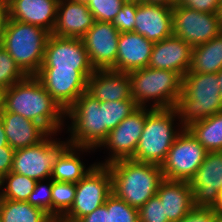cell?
<instances>
[{
    "label": "cell",
    "mask_w": 222,
    "mask_h": 222,
    "mask_svg": "<svg viewBox=\"0 0 222 222\" xmlns=\"http://www.w3.org/2000/svg\"><path fill=\"white\" fill-rule=\"evenodd\" d=\"M0 106L42 125L49 133H61L65 111L35 76H26L1 92Z\"/></svg>",
    "instance_id": "1"
},
{
    "label": "cell",
    "mask_w": 222,
    "mask_h": 222,
    "mask_svg": "<svg viewBox=\"0 0 222 222\" xmlns=\"http://www.w3.org/2000/svg\"><path fill=\"white\" fill-rule=\"evenodd\" d=\"M108 168L112 193L137 209L156 195L164 180L161 166L132 159L114 161L108 164Z\"/></svg>",
    "instance_id": "2"
},
{
    "label": "cell",
    "mask_w": 222,
    "mask_h": 222,
    "mask_svg": "<svg viewBox=\"0 0 222 222\" xmlns=\"http://www.w3.org/2000/svg\"><path fill=\"white\" fill-rule=\"evenodd\" d=\"M175 109L184 129L222 112L217 73H186Z\"/></svg>",
    "instance_id": "3"
},
{
    "label": "cell",
    "mask_w": 222,
    "mask_h": 222,
    "mask_svg": "<svg viewBox=\"0 0 222 222\" xmlns=\"http://www.w3.org/2000/svg\"><path fill=\"white\" fill-rule=\"evenodd\" d=\"M183 129L175 108L151 109L146 115L142 135L131 159L161 166Z\"/></svg>",
    "instance_id": "4"
},
{
    "label": "cell",
    "mask_w": 222,
    "mask_h": 222,
    "mask_svg": "<svg viewBox=\"0 0 222 222\" xmlns=\"http://www.w3.org/2000/svg\"><path fill=\"white\" fill-rule=\"evenodd\" d=\"M129 76L131 97L138 107L175 108L182 92V77L178 73L145 67L129 72Z\"/></svg>",
    "instance_id": "5"
},
{
    "label": "cell",
    "mask_w": 222,
    "mask_h": 222,
    "mask_svg": "<svg viewBox=\"0 0 222 222\" xmlns=\"http://www.w3.org/2000/svg\"><path fill=\"white\" fill-rule=\"evenodd\" d=\"M49 36L46 29L9 18L2 47L26 76H35L43 64Z\"/></svg>",
    "instance_id": "6"
},
{
    "label": "cell",
    "mask_w": 222,
    "mask_h": 222,
    "mask_svg": "<svg viewBox=\"0 0 222 222\" xmlns=\"http://www.w3.org/2000/svg\"><path fill=\"white\" fill-rule=\"evenodd\" d=\"M65 119L71 121L67 127L70 145L95 151L104 142L103 107L87 92L65 111Z\"/></svg>",
    "instance_id": "7"
},
{
    "label": "cell",
    "mask_w": 222,
    "mask_h": 222,
    "mask_svg": "<svg viewBox=\"0 0 222 222\" xmlns=\"http://www.w3.org/2000/svg\"><path fill=\"white\" fill-rule=\"evenodd\" d=\"M111 193V172L108 165L96 163L76 183L74 203L61 220L64 222H78L81 218L105 204L107 197Z\"/></svg>",
    "instance_id": "8"
},
{
    "label": "cell",
    "mask_w": 222,
    "mask_h": 222,
    "mask_svg": "<svg viewBox=\"0 0 222 222\" xmlns=\"http://www.w3.org/2000/svg\"><path fill=\"white\" fill-rule=\"evenodd\" d=\"M55 135L57 133H50L37 145L15 150L11 172L36 181L51 178L57 157L69 145L67 139L66 141H60L61 139L57 137L54 139Z\"/></svg>",
    "instance_id": "9"
},
{
    "label": "cell",
    "mask_w": 222,
    "mask_h": 222,
    "mask_svg": "<svg viewBox=\"0 0 222 222\" xmlns=\"http://www.w3.org/2000/svg\"><path fill=\"white\" fill-rule=\"evenodd\" d=\"M208 151L188 129L177 136L161 165L164 179L189 182L204 161Z\"/></svg>",
    "instance_id": "10"
},
{
    "label": "cell",
    "mask_w": 222,
    "mask_h": 222,
    "mask_svg": "<svg viewBox=\"0 0 222 222\" xmlns=\"http://www.w3.org/2000/svg\"><path fill=\"white\" fill-rule=\"evenodd\" d=\"M173 36L191 47L207 43L222 32L219 13L199 12L175 5L172 9Z\"/></svg>",
    "instance_id": "11"
},
{
    "label": "cell",
    "mask_w": 222,
    "mask_h": 222,
    "mask_svg": "<svg viewBox=\"0 0 222 222\" xmlns=\"http://www.w3.org/2000/svg\"><path fill=\"white\" fill-rule=\"evenodd\" d=\"M152 108L138 107L133 113L121 121L117 127L108 133L106 140L99 147L109 150V157L104 162H96L100 165H108L121 159H131L137 149L146 115Z\"/></svg>",
    "instance_id": "12"
},
{
    "label": "cell",
    "mask_w": 222,
    "mask_h": 222,
    "mask_svg": "<svg viewBox=\"0 0 222 222\" xmlns=\"http://www.w3.org/2000/svg\"><path fill=\"white\" fill-rule=\"evenodd\" d=\"M95 70L39 69L35 77L45 90L66 111L83 93L87 80Z\"/></svg>",
    "instance_id": "13"
},
{
    "label": "cell",
    "mask_w": 222,
    "mask_h": 222,
    "mask_svg": "<svg viewBox=\"0 0 222 222\" xmlns=\"http://www.w3.org/2000/svg\"><path fill=\"white\" fill-rule=\"evenodd\" d=\"M40 69L95 70L82 38L58 37L50 34Z\"/></svg>",
    "instance_id": "14"
},
{
    "label": "cell",
    "mask_w": 222,
    "mask_h": 222,
    "mask_svg": "<svg viewBox=\"0 0 222 222\" xmlns=\"http://www.w3.org/2000/svg\"><path fill=\"white\" fill-rule=\"evenodd\" d=\"M119 35L120 32L112 23L95 21L82 37L94 69H112L116 71Z\"/></svg>",
    "instance_id": "15"
},
{
    "label": "cell",
    "mask_w": 222,
    "mask_h": 222,
    "mask_svg": "<svg viewBox=\"0 0 222 222\" xmlns=\"http://www.w3.org/2000/svg\"><path fill=\"white\" fill-rule=\"evenodd\" d=\"M189 183L195 207H214L222 190V151L208 152Z\"/></svg>",
    "instance_id": "16"
},
{
    "label": "cell",
    "mask_w": 222,
    "mask_h": 222,
    "mask_svg": "<svg viewBox=\"0 0 222 222\" xmlns=\"http://www.w3.org/2000/svg\"><path fill=\"white\" fill-rule=\"evenodd\" d=\"M173 7L136 3L134 32L152 42H159L173 35Z\"/></svg>",
    "instance_id": "17"
},
{
    "label": "cell",
    "mask_w": 222,
    "mask_h": 222,
    "mask_svg": "<svg viewBox=\"0 0 222 222\" xmlns=\"http://www.w3.org/2000/svg\"><path fill=\"white\" fill-rule=\"evenodd\" d=\"M94 22V16L86 2L59 0L56 22L51 34L58 37L82 38Z\"/></svg>",
    "instance_id": "18"
},
{
    "label": "cell",
    "mask_w": 222,
    "mask_h": 222,
    "mask_svg": "<svg viewBox=\"0 0 222 222\" xmlns=\"http://www.w3.org/2000/svg\"><path fill=\"white\" fill-rule=\"evenodd\" d=\"M191 57L192 47L172 35L154 43L148 67L175 71L183 77L190 69Z\"/></svg>",
    "instance_id": "19"
},
{
    "label": "cell",
    "mask_w": 222,
    "mask_h": 222,
    "mask_svg": "<svg viewBox=\"0 0 222 222\" xmlns=\"http://www.w3.org/2000/svg\"><path fill=\"white\" fill-rule=\"evenodd\" d=\"M87 93L100 102L133 99L129 73L95 69L87 80Z\"/></svg>",
    "instance_id": "20"
},
{
    "label": "cell",
    "mask_w": 222,
    "mask_h": 222,
    "mask_svg": "<svg viewBox=\"0 0 222 222\" xmlns=\"http://www.w3.org/2000/svg\"><path fill=\"white\" fill-rule=\"evenodd\" d=\"M154 42L136 32H121L118 38L116 71L129 73L148 67Z\"/></svg>",
    "instance_id": "21"
},
{
    "label": "cell",
    "mask_w": 222,
    "mask_h": 222,
    "mask_svg": "<svg viewBox=\"0 0 222 222\" xmlns=\"http://www.w3.org/2000/svg\"><path fill=\"white\" fill-rule=\"evenodd\" d=\"M59 0H13L7 5L10 19L53 32Z\"/></svg>",
    "instance_id": "22"
},
{
    "label": "cell",
    "mask_w": 222,
    "mask_h": 222,
    "mask_svg": "<svg viewBox=\"0 0 222 222\" xmlns=\"http://www.w3.org/2000/svg\"><path fill=\"white\" fill-rule=\"evenodd\" d=\"M0 118L4 125L8 145L14 150L37 145L50 134L39 123L19 114L7 112L1 106Z\"/></svg>",
    "instance_id": "23"
},
{
    "label": "cell",
    "mask_w": 222,
    "mask_h": 222,
    "mask_svg": "<svg viewBox=\"0 0 222 222\" xmlns=\"http://www.w3.org/2000/svg\"><path fill=\"white\" fill-rule=\"evenodd\" d=\"M164 205V216L169 222L180 221L194 207L189 182L164 179L156 193Z\"/></svg>",
    "instance_id": "24"
},
{
    "label": "cell",
    "mask_w": 222,
    "mask_h": 222,
    "mask_svg": "<svg viewBox=\"0 0 222 222\" xmlns=\"http://www.w3.org/2000/svg\"><path fill=\"white\" fill-rule=\"evenodd\" d=\"M90 150V151H89ZM93 149L68 145L57 157L53 166L51 178L59 182L77 183L81 180L96 164L93 163L86 167L81 161V152H91Z\"/></svg>",
    "instance_id": "25"
},
{
    "label": "cell",
    "mask_w": 222,
    "mask_h": 222,
    "mask_svg": "<svg viewBox=\"0 0 222 222\" xmlns=\"http://www.w3.org/2000/svg\"><path fill=\"white\" fill-rule=\"evenodd\" d=\"M222 69V32L207 43L192 47L188 73H217Z\"/></svg>",
    "instance_id": "26"
},
{
    "label": "cell",
    "mask_w": 222,
    "mask_h": 222,
    "mask_svg": "<svg viewBox=\"0 0 222 222\" xmlns=\"http://www.w3.org/2000/svg\"><path fill=\"white\" fill-rule=\"evenodd\" d=\"M53 219L40 208L26 201L0 199V222H52Z\"/></svg>",
    "instance_id": "27"
},
{
    "label": "cell",
    "mask_w": 222,
    "mask_h": 222,
    "mask_svg": "<svg viewBox=\"0 0 222 222\" xmlns=\"http://www.w3.org/2000/svg\"><path fill=\"white\" fill-rule=\"evenodd\" d=\"M208 152L222 151V112L187 128Z\"/></svg>",
    "instance_id": "28"
},
{
    "label": "cell",
    "mask_w": 222,
    "mask_h": 222,
    "mask_svg": "<svg viewBox=\"0 0 222 222\" xmlns=\"http://www.w3.org/2000/svg\"><path fill=\"white\" fill-rule=\"evenodd\" d=\"M37 181L14 172H9L0 179V199L27 201Z\"/></svg>",
    "instance_id": "29"
},
{
    "label": "cell",
    "mask_w": 222,
    "mask_h": 222,
    "mask_svg": "<svg viewBox=\"0 0 222 222\" xmlns=\"http://www.w3.org/2000/svg\"><path fill=\"white\" fill-rule=\"evenodd\" d=\"M100 107H103L104 141L111 130L138 108L133 99L100 102Z\"/></svg>",
    "instance_id": "30"
},
{
    "label": "cell",
    "mask_w": 222,
    "mask_h": 222,
    "mask_svg": "<svg viewBox=\"0 0 222 222\" xmlns=\"http://www.w3.org/2000/svg\"><path fill=\"white\" fill-rule=\"evenodd\" d=\"M76 194V183L59 182L52 179V219H61L72 207Z\"/></svg>",
    "instance_id": "31"
},
{
    "label": "cell",
    "mask_w": 222,
    "mask_h": 222,
    "mask_svg": "<svg viewBox=\"0 0 222 222\" xmlns=\"http://www.w3.org/2000/svg\"><path fill=\"white\" fill-rule=\"evenodd\" d=\"M26 75L12 59L8 51L0 46V93L22 81Z\"/></svg>",
    "instance_id": "32"
},
{
    "label": "cell",
    "mask_w": 222,
    "mask_h": 222,
    "mask_svg": "<svg viewBox=\"0 0 222 222\" xmlns=\"http://www.w3.org/2000/svg\"><path fill=\"white\" fill-rule=\"evenodd\" d=\"M105 205L107 206L110 222H139L138 209L129 206L113 193L107 197Z\"/></svg>",
    "instance_id": "33"
},
{
    "label": "cell",
    "mask_w": 222,
    "mask_h": 222,
    "mask_svg": "<svg viewBox=\"0 0 222 222\" xmlns=\"http://www.w3.org/2000/svg\"><path fill=\"white\" fill-rule=\"evenodd\" d=\"M51 191H52V178H48L46 180L45 179L39 180L37 181L34 190L29 195L26 202L32 206L40 208L52 218Z\"/></svg>",
    "instance_id": "34"
},
{
    "label": "cell",
    "mask_w": 222,
    "mask_h": 222,
    "mask_svg": "<svg viewBox=\"0 0 222 222\" xmlns=\"http://www.w3.org/2000/svg\"><path fill=\"white\" fill-rule=\"evenodd\" d=\"M86 4L95 21L112 22L122 8V0H87Z\"/></svg>",
    "instance_id": "35"
},
{
    "label": "cell",
    "mask_w": 222,
    "mask_h": 222,
    "mask_svg": "<svg viewBox=\"0 0 222 222\" xmlns=\"http://www.w3.org/2000/svg\"><path fill=\"white\" fill-rule=\"evenodd\" d=\"M139 222H169L164 216V205L158 195L152 196L138 209Z\"/></svg>",
    "instance_id": "36"
},
{
    "label": "cell",
    "mask_w": 222,
    "mask_h": 222,
    "mask_svg": "<svg viewBox=\"0 0 222 222\" xmlns=\"http://www.w3.org/2000/svg\"><path fill=\"white\" fill-rule=\"evenodd\" d=\"M136 3L126 2L111 22L121 32H134Z\"/></svg>",
    "instance_id": "37"
},
{
    "label": "cell",
    "mask_w": 222,
    "mask_h": 222,
    "mask_svg": "<svg viewBox=\"0 0 222 222\" xmlns=\"http://www.w3.org/2000/svg\"><path fill=\"white\" fill-rule=\"evenodd\" d=\"M219 213L213 207H193L178 222H218Z\"/></svg>",
    "instance_id": "38"
},
{
    "label": "cell",
    "mask_w": 222,
    "mask_h": 222,
    "mask_svg": "<svg viewBox=\"0 0 222 222\" xmlns=\"http://www.w3.org/2000/svg\"><path fill=\"white\" fill-rule=\"evenodd\" d=\"M222 0H177L176 4L205 13H219Z\"/></svg>",
    "instance_id": "39"
},
{
    "label": "cell",
    "mask_w": 222,
    "mask_h": 222,
    "mask_svg": "<svg viewBox=\"0 0 222 222\" xmlns=\"http://www.w3.org/2000/svg\"><path fill=\"white\" fill-rule=\"evenodd\" d=\"M15 150L9 145L0 147V179L12 170Z\"/></svg>",
    "instance_id": "40"
},
{
    "label": "cell",
    "mask_w": 222,
    "mask_h": 222,
    "mask_svg": "<svg viewBox=\"0 0 222 222\" xmlns=\"http://www.w3.org/2000/svg\"><path fill=\"white\" fill-rule=\"evenodd\" d=\"M78 222H110L107 206L103 204Z\"/></svg>",
    "instance_id": "41"
},
{
    "label": "cell",
    "mask_w": 222,
    "mask_h": 222,
    "mask_svg": "<svg viewBox=\"0 0 222 222\" xmlns=\"http://www.w3.org/2000/svg\"><path fill=\"white\" fill-rule=\"evenodd\" d=\"M8 19L7 6L0 4V46H2L3 43V35Z\"/></svg>",
    "instance_id": "42"
},
{
    "label": "cell",
    "mask_w": 222,
    "mask_h": 222,
    "mask_svg": "<svg viewBox=\"0 0 222 222\" xmlns=\"http://www.w3.org/2000/svg\"><path fill=\"white\" fill-rule=\"evenodd\" d=\"M142 3L174 7L177 0H141Z\"/></svg>",
    "instance_id": "43"
},
{
    "label": "cell",
    "mask_w": 222,
    "mask_h": 222,
    "mask_svg": "<svg viewBox=\"0 0 222 222\" xmlns=\"http://www.w3.org/2000/svg\"><path fill=\"white\" fill-rule=\"evenodd\" d=\"M7 145H8L7 136L4 130L2 119L0 118V147Z\"/></svg>",
    "instance_id": "44"
},
{
    "label": "cell",
    "mask_w": 222,
    "mask_h": 222,
    "mask_svg": "<svg viewBox=\"0 0 222 222\" xmlns=\"http://www.w3.org/2000/svg\"><path fill=\"white\" fill-rule=\"evenodd\" d=\"M215 210L222 214V190L219 191L218 198H217V204L213 207Z\"/></svg>",
    "instance_id": "45"
},
{
    "label": "cell",
    "mask_w": 222,
    "mask_h": 222,
    "mask_svg": "<svg viewBox=\"0 0 222 222\" xmlns=\"http://www.w3.org/2000/svg\"><path fill=\"white\" fill-rule=\"evenodd\" d=\"M217 76H218V82H219V87H220V94L222 98V69L219 72H217Z\"/></svg>",
    "instance_id": "46"
},
{
    "label": "cell",
    "mask_w": 222,
    "mask_h": 222,
    "mask_svg": "<svg viewBox=\"0 0 222 222\" xmlns=\"http://www.w3.org/2000/svg\"><path fill=\"white\" fill-rule=\"evenodd\" d=\"M13 0H0V4L7 6Z\"/></svg>",
    "instance_id": "47"
},
{
    "label": "cell",
    "mask_w": 222,
    "mask_h": 222,
    "mask_svg": "<svg viewBox=\"0 0 222 222\" xmlns=\"http://www.w3.org/2000/svg\"><path fill=\"white\" fill-rule=\"evenodd\" d=\"M124 3L129 2V3H140L141 0H122Z\"/></svg>",
    "instance_id": "48"
},
{
    "label": "cell",
    "mask_w": 222,
    "mask_h": 222,
    "mask_svg": "<svg viewBox=\"0 0 222 222\" xmlns=\"http://www.w3.org/2000/svg\"><path fill=\"white\" fill-rule=\"evenodd\" d=\"M219 17H220V22L222 26V2H221L220 10H219Z\"/></svg>",
    "instance_id": "49"
},
{
    "label": "cell",
    "mask_w": 222,
    "mask_h": 222,
    "mask_svg": "<svg viewBox=\"0 0 222 222\" xmlns=\"http://www.w3.org/2000/svg\"><path fill=\"white\" fill-rule=\"evenodd\" d=\"M218 222H222V214H219V220Z\"/></svg>",
    "instance_id": "50"
},
{
    "label": "cell",
    "mask_w": 222,
    "mask_h": 222,
    "mask_svg": "<svg viewBox=\"0 0 222 222\" xmlns=\"http://www.w3.org/2000/svg\"><path fill=\"white\" fill-rule=\"evenodd\" d=\"M52 222H64V221H62L61 219H58V220H53Z\"/></svg>",
    "instance_id": "51"
}]
</instances>
